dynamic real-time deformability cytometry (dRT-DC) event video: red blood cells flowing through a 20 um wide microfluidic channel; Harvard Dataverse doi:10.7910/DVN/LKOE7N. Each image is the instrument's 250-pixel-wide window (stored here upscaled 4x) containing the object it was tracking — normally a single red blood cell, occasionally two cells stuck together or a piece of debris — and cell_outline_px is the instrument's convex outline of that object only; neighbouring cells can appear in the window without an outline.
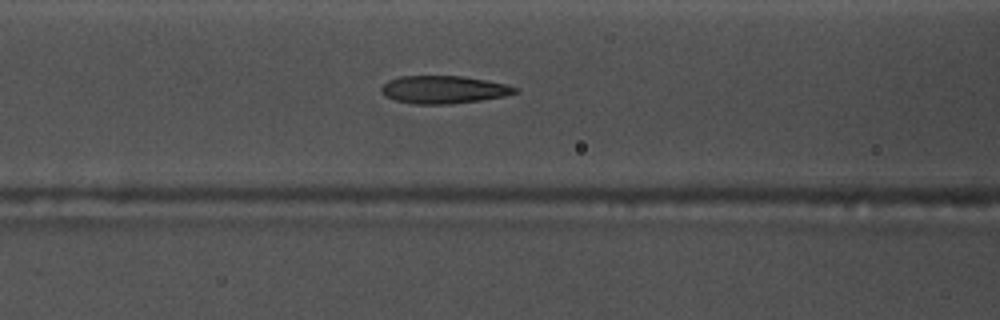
{"species": "common noctule bat (a hibernating species)", "species_latin": "Nyctalus noctula", "temperature_condition": "warm", "stored_images_in_passage": 43, "camera_frame_rate_fps": 3000, "um_per_image_px": 0.085, "animal": {"sex": "male", "body_mass_g": 17.5, "forearm_length_mm": 52.3}, "frame": {"image": 1, "passage_image": 13, "time_ms": 4.0, "image_size_px": [1000, 320], "cell_outline_px": [[520, 92], [504, 96], [480, 100], [448, 104], [416, 104], [396, 100], [384, 96], [380, 92], [380, 88], [388, 80], [400, 76], [460, 76], [508, 84], [520, 88]], "centroid_in_image_um": [37.72, 7.61], "position_along_channel_um": 128.9, "area_um2": 21.68}, "authors_computed_cell_mechanics": {"area_um2": 22.3686, "velocity_mm_per_s": 3.6471, "shape_relaxation_time_tau1_ms": 9.1465, "shape_relaxation_time_tau2_ms": 2.0827, "deformation_change_tau1": 0.2428, "deformation_change_tau2": 0.1068}}